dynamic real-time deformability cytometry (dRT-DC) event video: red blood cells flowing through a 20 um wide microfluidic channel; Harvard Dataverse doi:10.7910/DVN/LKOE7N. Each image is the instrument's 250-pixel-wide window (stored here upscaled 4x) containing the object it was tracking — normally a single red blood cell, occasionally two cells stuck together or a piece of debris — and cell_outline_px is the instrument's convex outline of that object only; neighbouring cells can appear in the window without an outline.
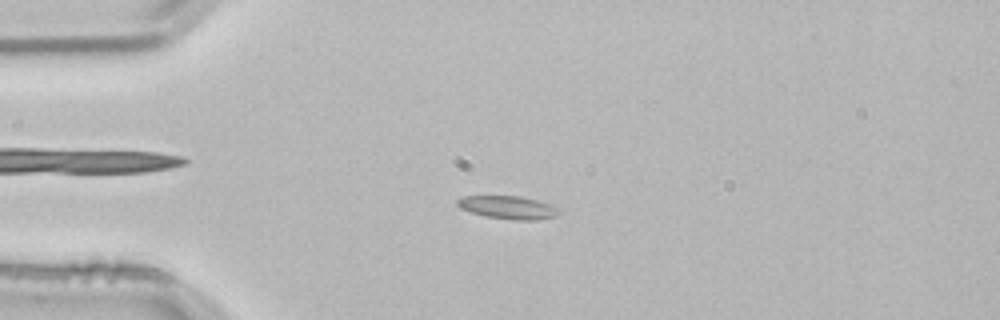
{"species": "common noctule bat (a hibernating species)", "species_latin": "Nyctalus noctula", "temperature_condition": "room temperature", "stored_images_in_passage": 44, "camera_frame_rate_fps": 3000, "um_per_image_px": 0.085, "animal": {"sex": "male", "body_mass_g": 21.5, "forearm_length_mm": 52.0}, "frame": {"image": 1, "passage_image": 4, "time_ms": 1.0, "image_size_px": [1000, 320], "cell_outline_px": [[560, 212], [556, 216], [536, 220], [516, 220], [484, 216], [460, 208], [456, 204], [456, 200], [464, 196], [520, 196], [536, 200], [560, 208]], "centroid_in_image_um": [43.18, 17.63], "position_along_channel_um": 41.8, "area_um2": 13.58}}
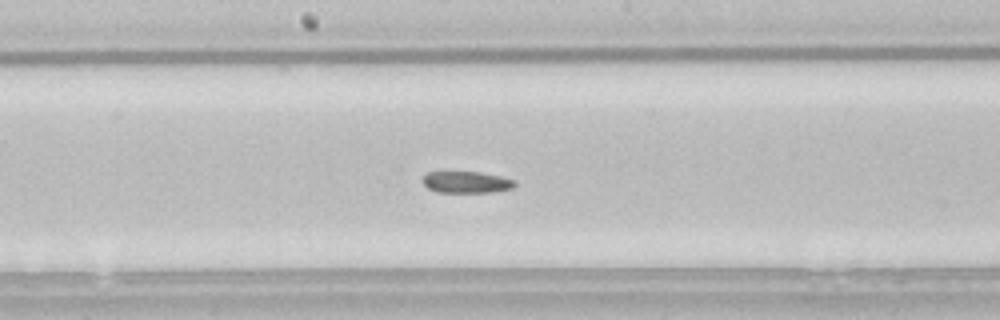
{"frame": {"image": 2, "passage_image": 19, "time_ms": 6.0, "image_size_px": [1000, 320], "cell_outline_px": [[516, 184], [512, 188], [492, 192], [436, 192], [428, 188], [420, 180], [428, 172], [444, 168], [480, 172], [500, 176], [516, 180]], "centroid_in_image_um": [39.56, 15.42], "position_along_channel_um": 208.6, "area_um2": 12.37}}
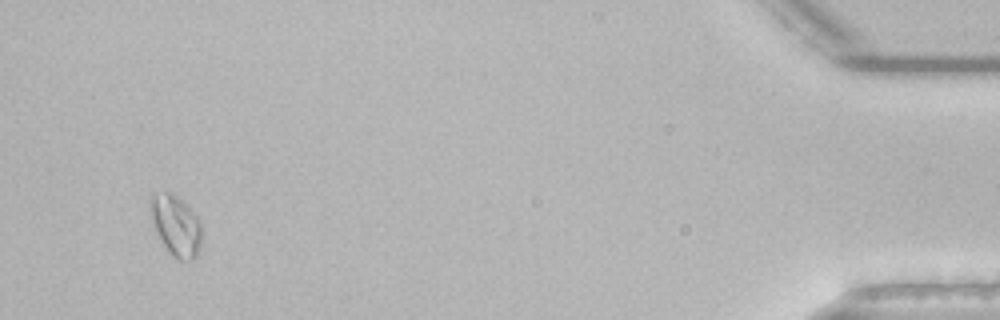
{"frame": {"image": 3, "passage_image": 42, "time_ms": 13.667, "image_size_px": [1000, 320], "cell_outline_px": [[200, 248], [196, 256], [192, 260], [176, 260], [168, 252], [152, 220], [152, 192], [168, 192], [176, 196], [196, 216], [200, 224]], "centroid_in_image_um": [14.97, 19.21], "position_along_channel_um": 420.2, "area_um2": 17.34}, "authors_computed_cell_mechanics": {"area_um2": 12.9472, "velocity_mm_per_s": 3.8054, "shape_relaxation_time_tau1_ms": 4.8173, "shape_relaxation_time_tau2_ms": null, "deformation_change_tau1": 0.1045, "deformation_change_tau2": null}}